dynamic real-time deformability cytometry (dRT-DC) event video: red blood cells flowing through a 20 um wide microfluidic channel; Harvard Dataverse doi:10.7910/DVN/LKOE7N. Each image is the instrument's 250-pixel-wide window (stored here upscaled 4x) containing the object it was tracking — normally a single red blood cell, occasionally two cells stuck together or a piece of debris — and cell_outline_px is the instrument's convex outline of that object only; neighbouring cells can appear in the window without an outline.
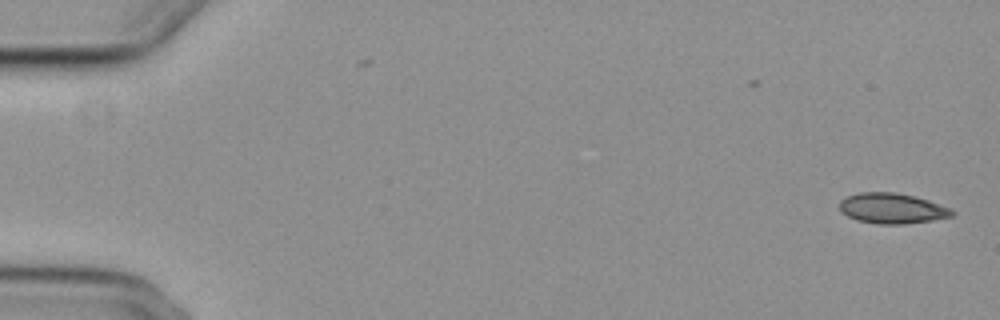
{"species": "common noctule bat (a hibernating species)", "species_latin": "Nyctalus noctula", "temperature_condition": "cold", "stored_images_in_passage": 55, "camera_frame_rate_fps": 3000, "um_per_image_px": 0.085, "animal": {"sex": "female", "body_mass_g": 29.2, "forearm_length_mm": 56.3}, "frame": {"image": 1, "passage_image": 1, "time_ms": 0.0, "image_size_px": [1000, 320], "cell_outline_px": [[956, 216], [932, 220], [904, 224], [880, 224], [856, 220], [840, 212], [840, 200], [848, 196], [860, 192], [896, 192], [916, 196], [952, 208], [956, 212]], "centroid_in_image_um": [75.87, 17.71], "position_along_channel_um": 9.1, "area_um2": 20.17}}
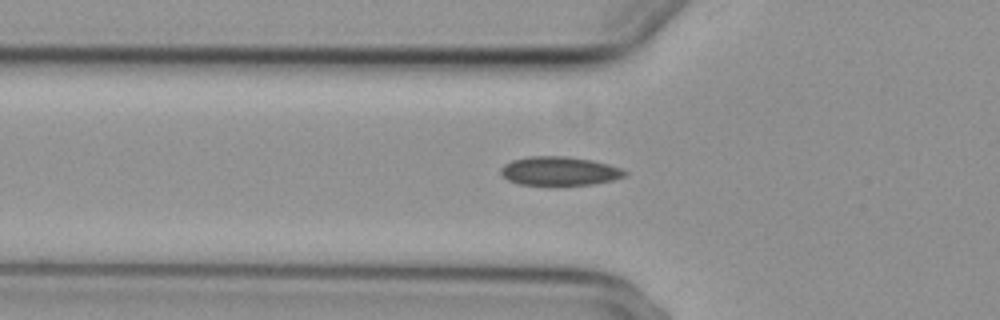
{"frame": {"image": 2, "passage_image": 19, "time_ms": 6.0, "image_size_px": [1000, 320], "cell_outline_px": [[628, 172], [624, 176], [612, 180], [592, 184], [520, 184], [508, 180], [500, 172], [500, 168], [504, 164], [512, 160], [528, 156], [568, 156], [592, 160], [608, 164], [620, 168]], "centroid_in_image_um": [47.54, 14.52], "position_along_channel_um": 78.3, "area_um2": 20.58}}
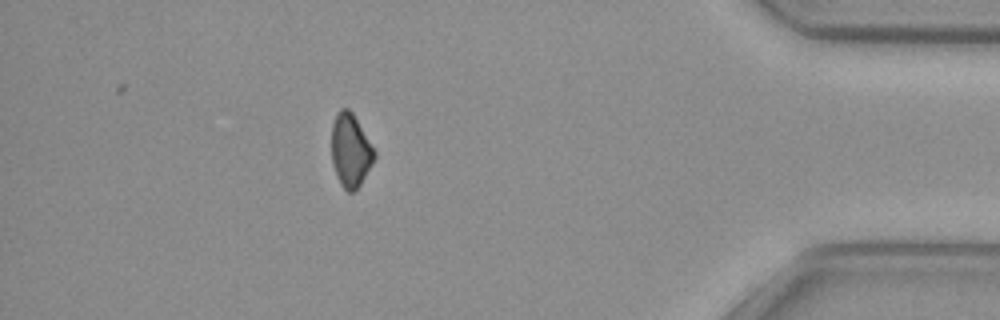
{"frame": {"image": 3, "passage_image": 49, "time_ms": 16.0, "image_size_px": [1000, 320], "cell_outline_px": [[376, 156], [372, 164], [360, 184], [352, 192], [348, 192], [340, 184], [336, 176], [332, 160], [332, 124], [336, 112], [340, 108], [348, 108], [352, 112], [376, 152]], "centroid_in_image_um": [29.78, 12.77], "position_along_channel_um": 405.4, "area_um2": 18.15}}